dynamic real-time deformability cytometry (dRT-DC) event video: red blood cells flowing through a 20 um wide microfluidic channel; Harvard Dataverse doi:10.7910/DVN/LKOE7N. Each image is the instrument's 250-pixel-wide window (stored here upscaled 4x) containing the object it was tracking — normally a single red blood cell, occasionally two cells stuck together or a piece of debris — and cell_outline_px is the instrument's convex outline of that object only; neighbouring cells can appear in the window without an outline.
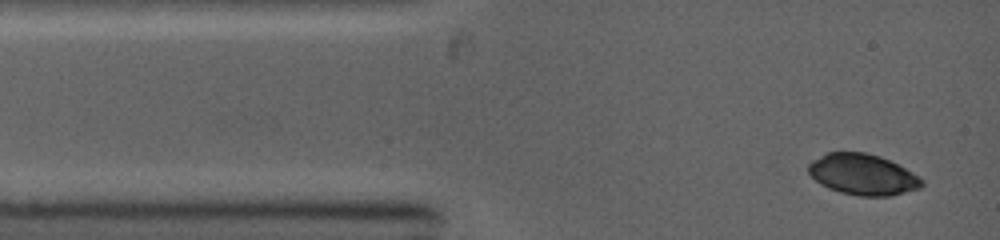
{"species": "common noctule bat (a hibernating species)", "species_latin": "Nyctalus noctula", "temperature_condition": "warm", "stored_images_in_passage": 30, "camera_frame_rate_fps": 5000, "um_per_image_px": 0.085, "animal": {"sex": "female", "body_mass_g": 19.0, "forearm_length_mm": 53.3}, "frame": {"image": 1, "passage_image": 1, "time_ms": 0.0, "image_size_px": [1000, 240], "cell_outline_px": [[924, 184], [920, 188], [888, 196], [860, 196], [840, 192], [828, 188], [820, 184], [808, 172], [808, 164], [812, 160], [824, 152], [864, 152], [880, 156], [912, 172], [924, 180]], "centroid_in_image_um": [73.3, 14.82], "position_along_channel_um": 11.7, "area_um2": 26.99}}
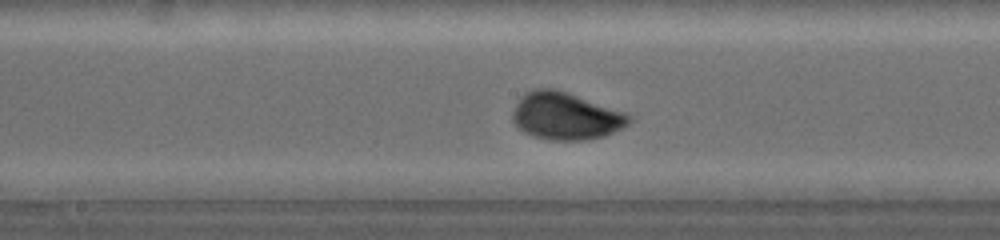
{"frame": {"image": 2, "passage_image": 17, "time_ms": 5.2, "image_size_px": [1000, 240], "cell_outline_px": [[632, 120], [628, 124], [604, 136], [588, 140], [548, 140], [532, 136], [524, 132], [512, 120], [512, 112], [520, 96], [524, 92], [536, 88], [556, 88], [568, 92], [624, 112], [632, 116]], "centroid_in_image_um": [48.05, 9.86], "position_along_channel_um": 200.1, "area_um2": 32.19}}
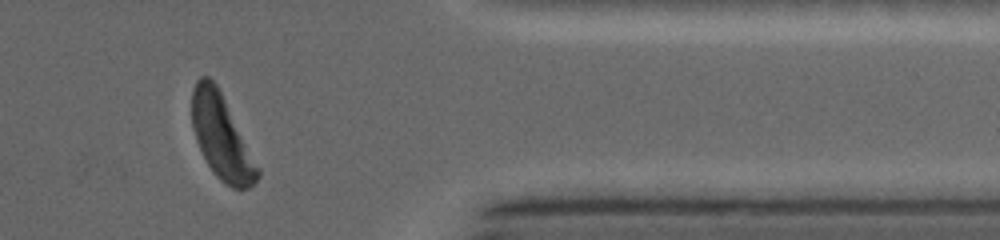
{"frame": {"image": 3, "passage_image": 30, "time_ms": 9.8, "image_size_px": [1000, 240], "cell_outline_px": [[260, 176], [248, 188], [232, 188], [224, 184], [212, 172], [196, 140], [192, 128], [192, 88], [196, 80], [200, 76], [208, 76], [216, 84], [260, 168]], "centroid_in_image_um": [18.82, 11.65], "position_along_channel_um": 392.6, "area_um2": 31.85}}